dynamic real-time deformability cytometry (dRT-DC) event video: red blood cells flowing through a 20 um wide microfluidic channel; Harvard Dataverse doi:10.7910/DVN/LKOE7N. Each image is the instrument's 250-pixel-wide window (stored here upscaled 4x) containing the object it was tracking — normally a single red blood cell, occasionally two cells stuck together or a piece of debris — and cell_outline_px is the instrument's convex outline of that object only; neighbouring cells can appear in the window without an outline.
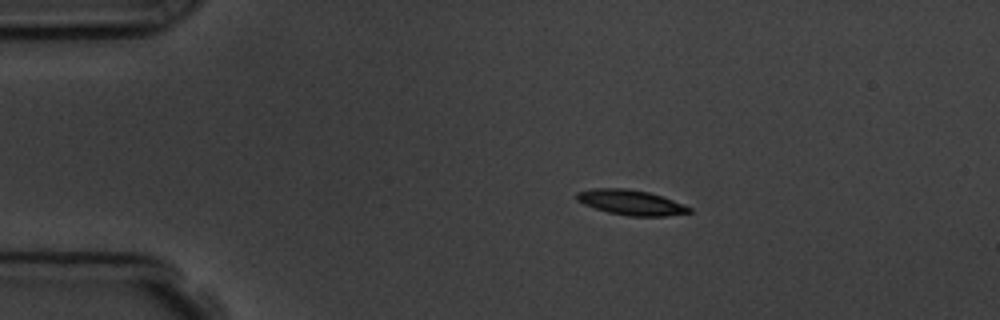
{"species": "common noctule bat (a hibernating species)", "species_latin": "Nyctalus noctula", "temperature_condition": "room temperature", "stored_images_in_passage": 7, "camera_frame_rate_fps": 3000, "um_per_image_px": 0.085, "animal": {"sex": "male", "body_mass_g": 19.5, "forearm_length_mm": 54.6}, "frame": {"image": 1, "passage_image": 3, "time_ms": 2.333, "image_size_px": [1000, 320], "cell_outline_px": [[692, 212], [668, 216], [628, 216], [608, 212], [584, 204], [576, 200], [576, 192], [592, 188], [628, 188], [648, 192], [672, 200], [692, 208]], "centroid_in_image_um": [53.61, 17.2], "position_along_channel_um": 31.4, "area_um2": 16.42}}
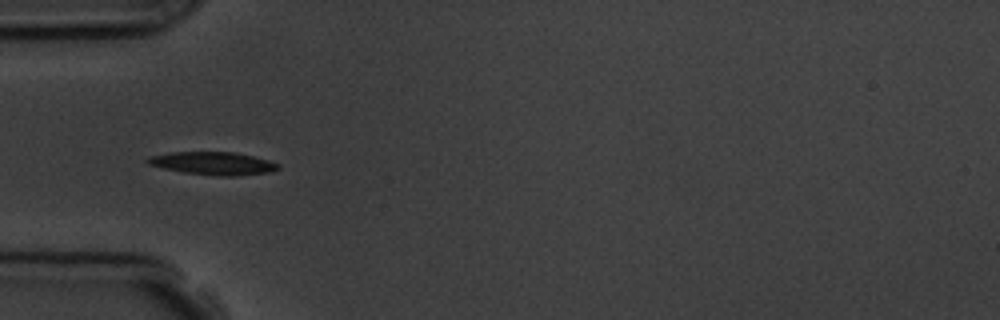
{"frame": {"image": 2, "passage_image": 5, "time_ms": 4.667, "image_size_px": [1000, 320], "cell_outline_px": [[280, 168], [272, 172], [232, 176], [220, 176], [184, 172], [164, 168], [148, 164], [144, 160], [152, 156], [168, 152], [232, 152], [252, 156], [268, 160], [280, 164]], "centroid_in_image_um": [18.13, 13.88], "position_along_channel_um": 66.9, "area_um2": 17.28}}